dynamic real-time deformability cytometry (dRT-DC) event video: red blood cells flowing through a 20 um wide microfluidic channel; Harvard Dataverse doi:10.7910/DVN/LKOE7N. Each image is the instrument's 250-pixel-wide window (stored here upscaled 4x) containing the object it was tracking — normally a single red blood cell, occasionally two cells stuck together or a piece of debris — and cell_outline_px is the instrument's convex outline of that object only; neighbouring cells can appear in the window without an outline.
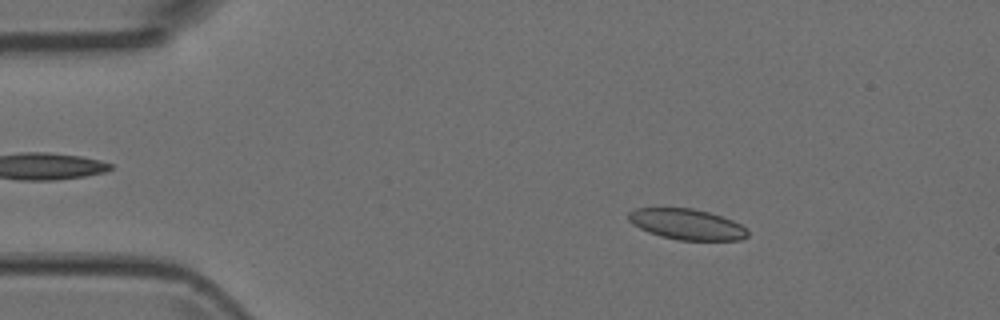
{"species": "Egyptian fruit bat (a non-hibernating species)", "species_latin": "Rousettus aegyptiacus", "temperature_condition": "room temperature", "stored_images_in_passage": 4, "camera_frame_rate_fps": 3000, "um_per_image_px": 0.085, "animal": {"sex": "female"}, "frame": {"image": 1, "passage_image": 2, "time_ms": 0.333, "image_size_px": [1000, 320], "cell_outline_px": [[748, 236], [740, 240], [676, 240], [660, 236], [648, 232], [632, 224], [628, 220], [628, 212], [636, 208], [692, 208], [708, 212], [732, 220], [748, 228]], "centroid_in_image_um": [58.37, 19.07], "position_along_channel_um": 26.6, "area_um2": 21.39}}
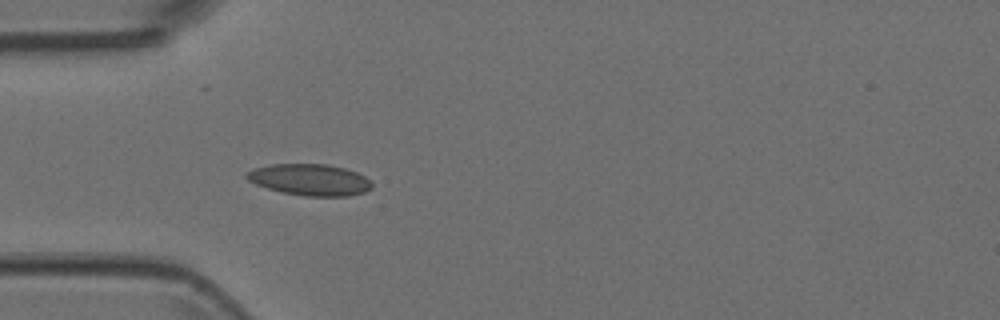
{"frame": {"image": 2, "passage_image": 4, "time_ms": 1.0, "image_size_px": [1000, 320], "cell_outline_px": [[372, 188], [364, 192], [348, 196], [304, 196], [280, 192], [256, 184], [248, 180], [244, 176], [252, 168], [272, 164], [328, 164], [344, 168], [356, 172], [364, 176], [372, 184]], "centroid_in_image_um": [26.32, 15.28], "position_along_channel_um": 58.7, "area_um2": 22.95}}